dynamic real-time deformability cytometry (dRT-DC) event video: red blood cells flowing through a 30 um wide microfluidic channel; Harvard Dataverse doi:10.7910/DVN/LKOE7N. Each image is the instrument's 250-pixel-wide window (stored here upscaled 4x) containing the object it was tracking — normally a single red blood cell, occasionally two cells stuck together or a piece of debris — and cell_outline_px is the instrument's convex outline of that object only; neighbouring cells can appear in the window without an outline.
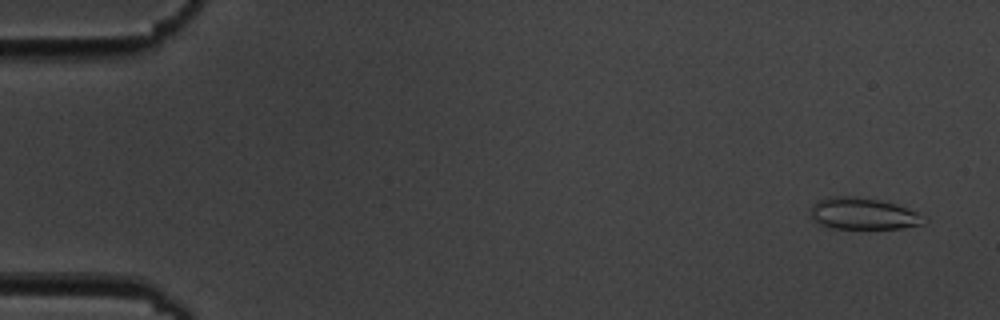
{"species": "common noctule bat (a hibernating species)", "species_latin": "Nyctalus noctula", "temperature_condition": "cold", "stored_images_in_passage": 5, "camera_frame_rate_fps": 3000, "um_per_image_px": 0.085, "animal": {"sex": "male", "body_mass_g": 19.5, "forearm_length_mm": 54.6}, "frame": {"image": 1, "passage_image": 1, "time_ms": 0.0, "image_size_px": [1000, 320], "cell_outline_px": [[928, 220], [924, 224], [900, 228], [832, 228], [820, 224], [812, 216], [812, 204], [828, 196], [856, 196], [896, 204], [928, 216]], "centroid_in_image_um": [73.43, 18.16], "position_along_channel_um": 11.6, "area_um2": 20.81}}